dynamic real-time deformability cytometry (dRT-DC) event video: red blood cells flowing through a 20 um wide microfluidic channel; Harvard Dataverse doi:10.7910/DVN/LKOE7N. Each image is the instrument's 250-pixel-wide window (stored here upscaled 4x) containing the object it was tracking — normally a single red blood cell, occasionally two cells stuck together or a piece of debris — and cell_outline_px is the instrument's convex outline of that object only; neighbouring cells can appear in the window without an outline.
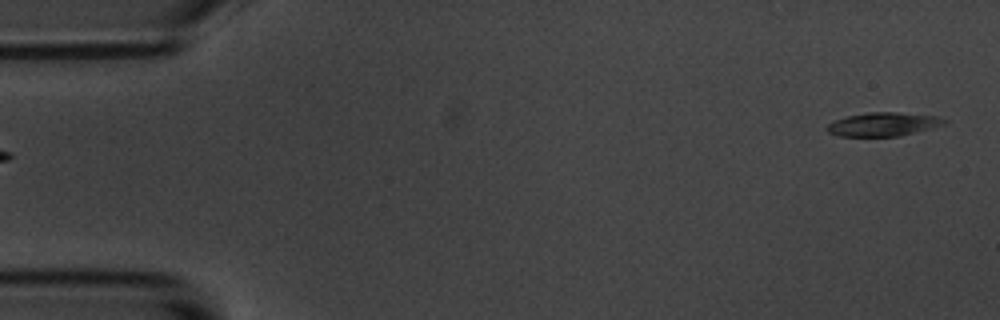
{"species": "common noctule bat (a hibernating species)", "species_latin": "Nyctalus noctula", "temperature_condition": "room temperature", "stored_images_in_passage": 5, "camera_frame_rate_fps": 3000, "um_per_image_px": 0.085, "animal": {"sex": "male", "body_mass_g": 20.1, "forearm_length_mm": 53.5}, "frame": {"image": 1, "passage_image": 1, "time_ms": 0.0, "image_size_px": [1000, 320], "cell_outline_px": [[948, 124], [900, 136], [840, 136], [828, 132], [824, 128], [828, 124], [836, 120], [848, 116], [868, 112], [896, 112], [936, 116], [948, 120]], "centroid_in_image_um": [75.11, 10.56], "position_along_channel_um": 9.9, "area_um2": 16.18}}
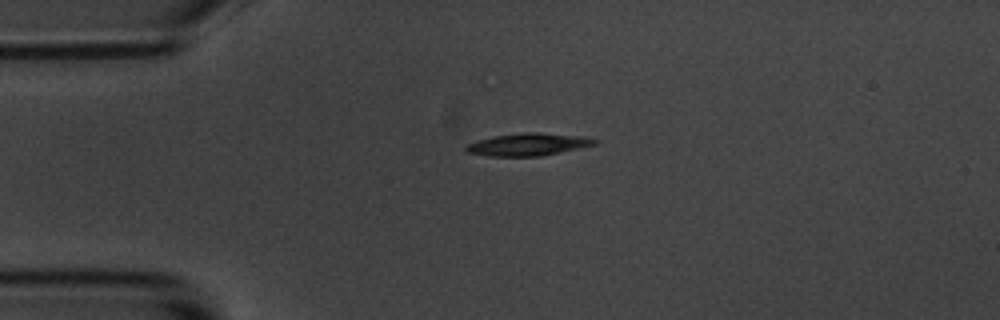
{"frame": {"image": 2, "passage_image": 4, "time_ms": 3.667, "image_size_px": [1000, 320], "cell_outline_px": [[600, 140], [596, 144], [560, 152], [540, 156], [488, 156], [468, 152], [464, 148], [468, 144], [476, 140], [496, 136], [524, 132], [536, 132], [584, 136]], "centroid_in_image_um": [44.91, 12.27], "position_along_channel_um": 40.1, "area_um2": 16.7}}